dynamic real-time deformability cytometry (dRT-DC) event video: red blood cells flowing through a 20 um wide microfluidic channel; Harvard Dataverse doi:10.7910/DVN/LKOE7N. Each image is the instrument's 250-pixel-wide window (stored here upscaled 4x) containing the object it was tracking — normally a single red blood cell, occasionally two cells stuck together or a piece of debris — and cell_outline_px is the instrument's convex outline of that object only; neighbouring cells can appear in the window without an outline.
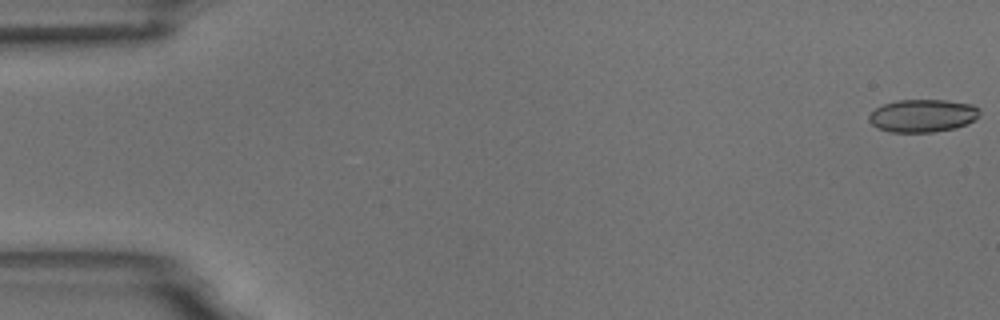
{"species": "common noctule bat (a hibernating species)", "species_latin": "Nyctalus noctula", "temperature_condition": "room temperature", "stored_images_in_passage": 7, "camera_frame_rate_fps": 3000, "um_per_image_px": 0.085, "animal": {"sex": "male", "body_mass_g": 18.8}, "frame": {"image": 1, "passage_image": 1, "time_ms": 0.0, "image_size_px": [1000, 320], "cell_outline_px": [[980, 116], [956, 128], [932, 132], [892, 132], [876, 128], [868, 120], [868, 116], [876, 108], [884, 104], [896, 100], [948, 100], [972, 104], [980, 108]], "centroid_in_image_um": [78.43, 9.83], "position_along_channel_um": 6.6, "area_um2": 21.21}}
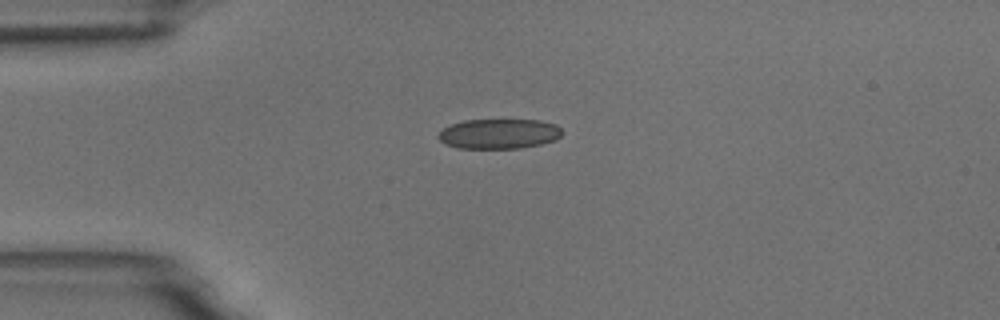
{"frame": {"image": 2, "passage_image": 5, "time_ms": 4.333, "image_size_px": [1000, 320], "cell_outline_px": [[564, 132], [556, 140], [540, 144], [520, 148], [456, 148], [444, 144], [436, 136], [444, 128], [452, 124], [464, 120], [540, 120], [556, 124]], "centroid_in_image_um": [42.42, 11.37], "position_along_channel_um": 42.6, "area_um2": 21.68}}